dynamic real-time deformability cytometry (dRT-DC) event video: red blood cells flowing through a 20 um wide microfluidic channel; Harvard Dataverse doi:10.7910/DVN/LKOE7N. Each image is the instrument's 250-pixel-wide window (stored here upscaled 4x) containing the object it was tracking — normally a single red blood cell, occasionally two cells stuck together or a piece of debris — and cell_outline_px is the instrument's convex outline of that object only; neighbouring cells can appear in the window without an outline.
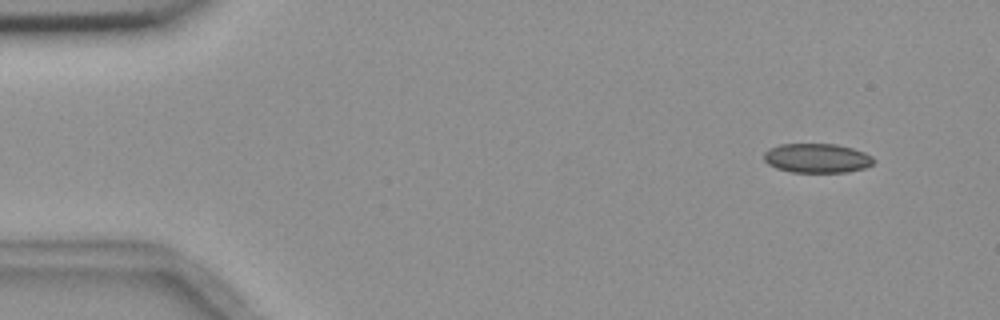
{"species": "common noctule bat (a hibernating species)", "species_latin": "Nyctalus noctula", "temperature_condition": "room temperature", "stored_images_in_passage": 6, "camera_frame_rate_fps": 3000, "um_per_image_px": 0.085, "animal": {"sex": "female", "body_mass_g": 18.4}, "frame": {"image": 1, "passage_image": 2, "time_ms": 1.333, "image_size_px": [1000, 320], "cell_outline_px": [[876, 160], [872, 164], [864, 168], [848, 172], [792, 172], [776, 168], [768, 164], [764, 160], [764, 152], [768, 148], [780, 144], [836, 144], [852, 148], [864, 152], [872, 156]], "centroid_in_image_um": [69.44, 13.44], "position_along_channel_um": 15.6, "area_um2": 18.84}}